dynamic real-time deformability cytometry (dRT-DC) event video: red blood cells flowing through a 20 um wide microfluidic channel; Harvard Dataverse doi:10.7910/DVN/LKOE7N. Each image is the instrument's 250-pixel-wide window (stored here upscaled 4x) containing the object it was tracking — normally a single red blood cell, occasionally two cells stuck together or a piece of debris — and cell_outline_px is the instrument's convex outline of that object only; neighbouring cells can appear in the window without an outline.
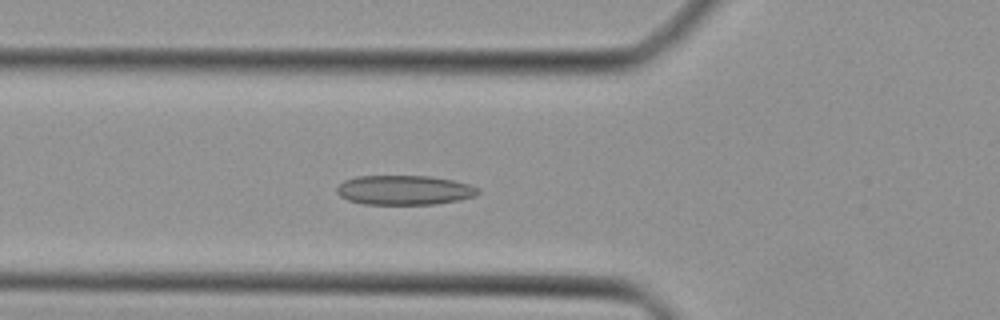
{"species": "Egyptian fruit bat (a non-hibernating species)", "species_latin": "Rousettus aegyptiacus", "temperature_condition": "cold", "stored_images_in_passage": 45, "camera_frame_rate_fps": 3000, "um_per_image_px": 0.085, "animal": {"sex": "female"}, "frame": {"image": 1, "passage_image": 15, "time_ms": 4.667, "image_size_px": [1000, 320], "cell_outline_px": [[480, 192], [476, 196], [460, 200], [436, 204], [364, 204], [348, 200], [340, 196], [336, 192], [336, 188], [344, 180], [356, 176], [428, 176], [452, 180], [468, 184], [480, 188]], "centroid_in_image_um": [34.38, 16.16], "position_along_channel_um": 91.4, "area_um2": 24.39}}
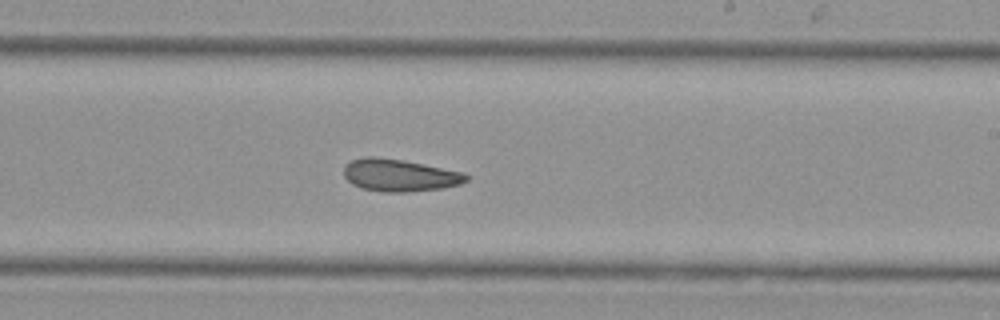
{"frame": {"image": 2, "passage_image": 26, "time_ms": 8.333, "image_size_px": [1000, 320], "cell_outline_px": [[468, 180], [460, 184], [440, 188], [408, 192], [384, 192], [360, 188], [352, 184], [344, 176], [344, 164], [352, 160], [364, 156], [376, 156], [400, 160], [464, 172], [468, 176]], "centroid_in_image_um": [33.92, 14.9], "position_along_channel_um": 255.1, "area_um2": 22.95}}
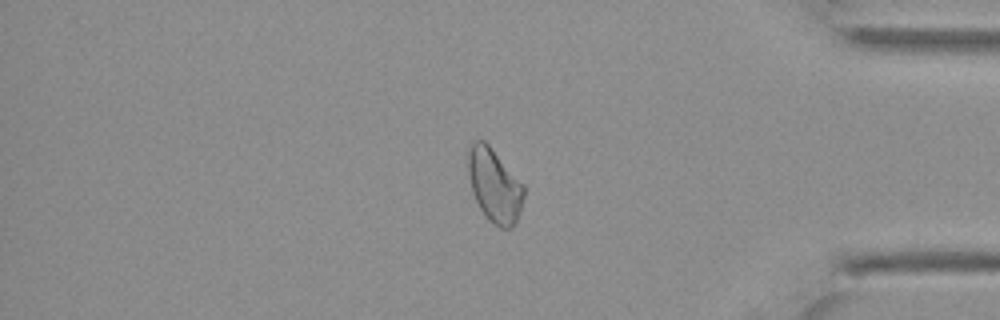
{"frame": {"image": 3, "passage_image": 37, "time_ms": 12.0, "image_size_px": [1000, 320], "cell_outline_px": [[524, 196], [516, 220], [512, 228], [500, 228], [492, 224], [480, 208], [472, 192], [468, 172], [468, 148], [472, 140], [484, 140], [488, 144], [524, 184]], "centroid_in_image_um": [42.01, 15.74], "position_along_channel_um": 393.2, "area_um2": 23.81}}